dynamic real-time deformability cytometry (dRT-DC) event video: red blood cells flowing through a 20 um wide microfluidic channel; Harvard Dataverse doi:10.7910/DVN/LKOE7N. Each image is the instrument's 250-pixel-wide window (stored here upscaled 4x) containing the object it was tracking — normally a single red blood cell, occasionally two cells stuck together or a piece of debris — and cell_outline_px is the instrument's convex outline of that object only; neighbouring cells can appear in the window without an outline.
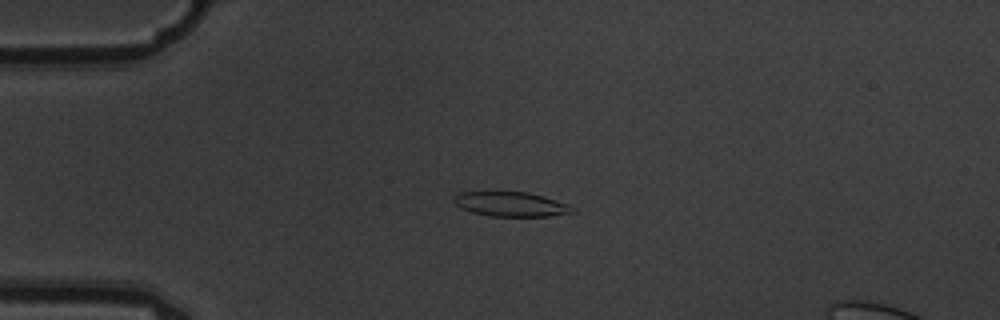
{"species": "common noctule bat (a hibernating species)", "species_latin": "Nyctalus noctula", "temperature_condition": "warm", "stored_images_in_passage": 5, "camera_frame_rate_fps": 3000, "um_per_image_px": 0.085, "animal": {"sex": "male", "body_mass_g": 19.5, "forearm_length_mm": 54.6}, "frame": {"image": 1, "passage_image": 4, "time_ms": 1.0, "image_size_px": [1000, 320], "cell_outline_px": [[576, 212], [552, 216], [488, 216], [472, 212], [460, 208], [452, 200], [452, 196], [460, 192], [528, 192], [544, 196], [568, 204], [576, 208]], "centroid_in_image_um": [43.44, 17.36], "position_along_channel_um": 41.6, "area_um2": 17.17}}